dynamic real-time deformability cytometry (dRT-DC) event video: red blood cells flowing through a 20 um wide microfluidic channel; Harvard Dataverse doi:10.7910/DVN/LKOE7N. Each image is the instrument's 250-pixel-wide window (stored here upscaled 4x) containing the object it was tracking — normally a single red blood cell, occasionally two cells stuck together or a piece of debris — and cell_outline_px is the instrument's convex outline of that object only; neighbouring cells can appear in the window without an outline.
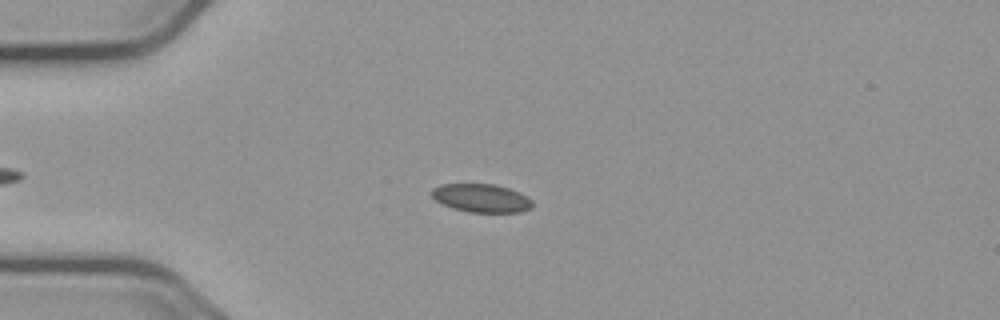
{"species": "common noctule bat (a hibernating species)", "species_latin": "Nyctalus noctula", "temperature_condition": "cold", "stored_images_in_passage": 51, "camera_frame_rate_fps": 3000, "um_per_image_px": 0.085, "animal": {"sex": "male", "body_mass_g": 23.1, "forearm_length_mm": 52.7}, "frame": {"image": 1, "passage_image": 14, "time_ms": 4.333, "image_size_px": [1000, 320], "cell_outline_px": [[532, 208], [520, 212], [468, 212], [452, 208], [436, 200], [432, 196], [432, 188], [440, 184], [496, 184], [520, 192], [532, 200]], "centroid_in_image_um": [40.93, 16.83], "position_along_channel_um": 44.1, "area_um2": 16.65}}
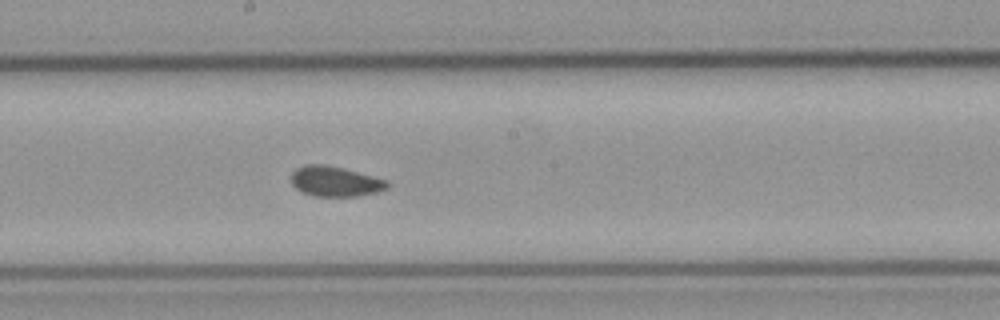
{"frame": {"image": 2, "passage_image": 30, "time_ms": 9.667, "image_size_px": [1000, 320], "cell_outline_px": [[388, 188], [376, 192], [356, 196], [312, 196], [300, 192], [292, 184], [292, 172], [296, 168], [304, 164], [324, 164], [344, 168], [388, 180]], "centroid_in_image_um": [28.47, 15.41], "position_along_channel_um": 219.7, "area_um2": 16.99}}
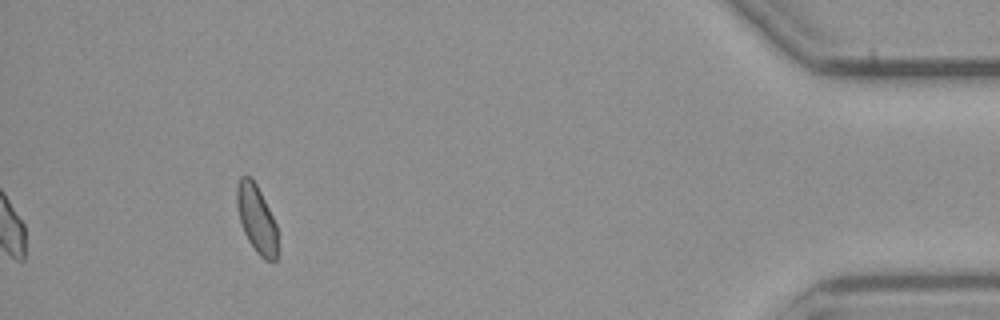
{"frame": {"image": 3, "passage_image": 51, "time_ms": 16.667, "image_size_px": [1000, 320], "cell_outline_px": [[276, 260], [264, 260], [256, 252], [248, 240], [240, 224], [236, 204], [236, 184], [240, 176], [252, 176], [276, 224]], "centroid_in_image_um": [21.76, 18.56], "position_along_channel_um": 413.4, "area_um2": 16.01}, "authors_computed_cell_mechanics": {"area_um2": 16.762, "velocity_mm_per_s": 3.6985, "shape_relaxation_time_tau1_ms": null, "shape_relaxation_time_tau2_ms": 1.8299, "deformation_change_tau1": null, "deformation_change_tau2": 0.0606}}